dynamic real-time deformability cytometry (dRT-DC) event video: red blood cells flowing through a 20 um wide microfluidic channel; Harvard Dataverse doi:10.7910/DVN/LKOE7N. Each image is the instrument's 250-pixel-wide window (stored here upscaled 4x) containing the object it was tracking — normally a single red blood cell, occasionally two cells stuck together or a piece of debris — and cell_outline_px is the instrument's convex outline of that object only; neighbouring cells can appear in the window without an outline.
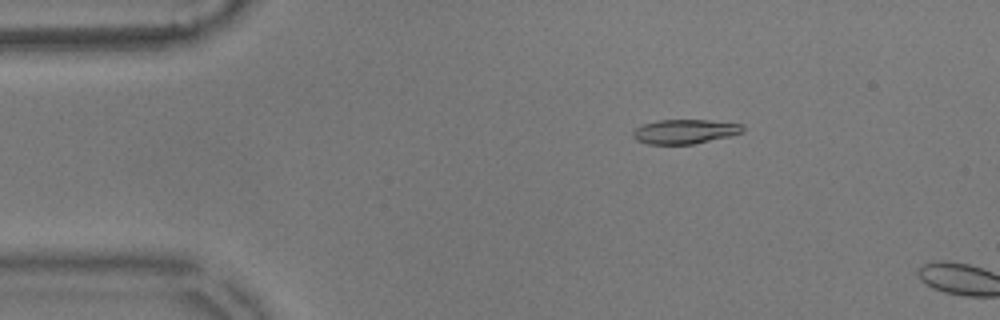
{"species": "common noctule bat (a hibernating species)", "species_latin": "Nyctalus noctula", "temperature_condition": "warm", "stored_images_in_passage": 4, "camera_frame_rate_fps": 3000, "um_per_image_px": 0.085, "animal": {"sex": "male", "body_mass_g": 17.9}, "frame": {"image": 1, "passage_image": 1, "time_ms": 0.0, "image_size_px": [1000, 320], "cell_outline_px": [[744, 132], [728, 136], [692, 144], [648, 144], [636, 140], [632, 136], [632, 132], [636, 128], [644, 124], [660, 120], [708, 120], [744, 124]], "centroid_in_image_um": [58.21, 11.18], "position_along_channel_um": 26.8, "area_um2": 15.49}}